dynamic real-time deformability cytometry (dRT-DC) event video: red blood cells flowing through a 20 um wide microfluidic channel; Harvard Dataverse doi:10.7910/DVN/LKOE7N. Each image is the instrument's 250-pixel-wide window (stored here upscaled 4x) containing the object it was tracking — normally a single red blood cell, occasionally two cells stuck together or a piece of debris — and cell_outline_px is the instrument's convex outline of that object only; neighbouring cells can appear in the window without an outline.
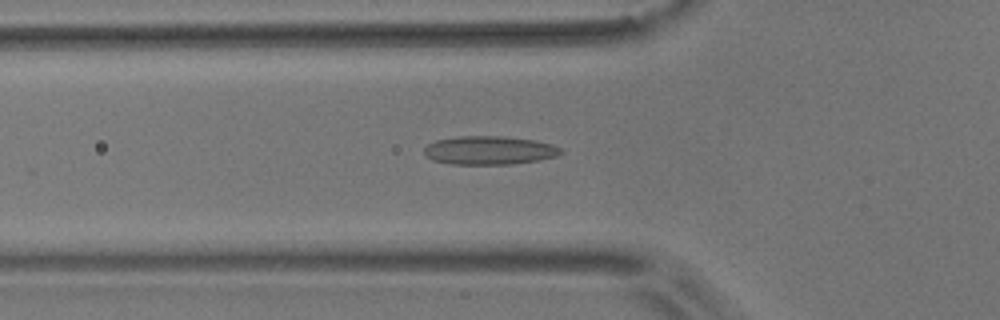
{"species": "common noctule bat (a hibernating species)", "species_latin": "Nyctalus noctula", "temperature_condition": "room temperature", "stored_images_in_passage": 34, "camera_frame_rate_fps": 3000, "um_per_image_px": 0.085, "animal": {"sex": "male", "body_mass_g": 17.9}, "frame": {"image": 1, "passage_image": 7, "time_ms": 2.0, "image_size_px": [1000, 320], "cell_outline_px": [[564, 152], [556, 156], [540, 160], [512, 164], [448, 164], [432, 160], [424, 156], [424, 148], [428, 144], [436, 140], [460, 136], [504, 136], [536, 140], [552, 144], [560, 148]], "centroid_in_image_um": [41.58, 12.78], "position_along_channel_um": 84.2, "area_um2": 22.95}}
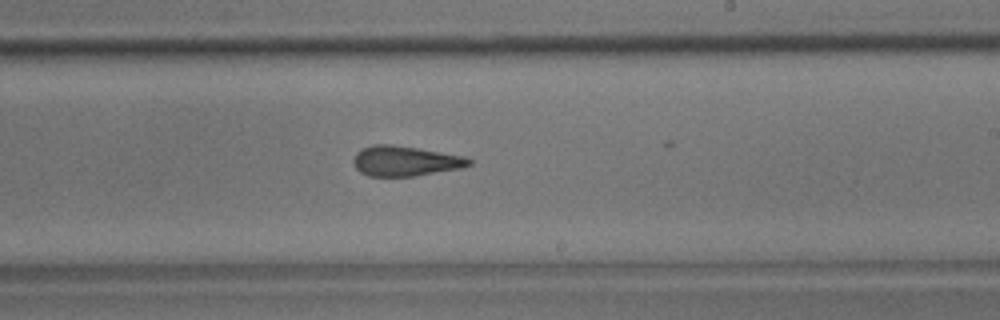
{"frame": {"image": 2, "passage_image": 21, "time_ms": 6.667, "image_size_px": [1000, 320], "cell_outline_px": [[472, 164], [464, 168], [412, 176], [368, 176], [360, 172], [356, 168], [352, 160], [356, 152], [360, 148], [372, 144], [392, 144], [464, 156], [472, 160]], "centroid_in_image_um": [34.42, 13.68], "position_along_channel_um": 254.6, "area_um2": 20.4}}
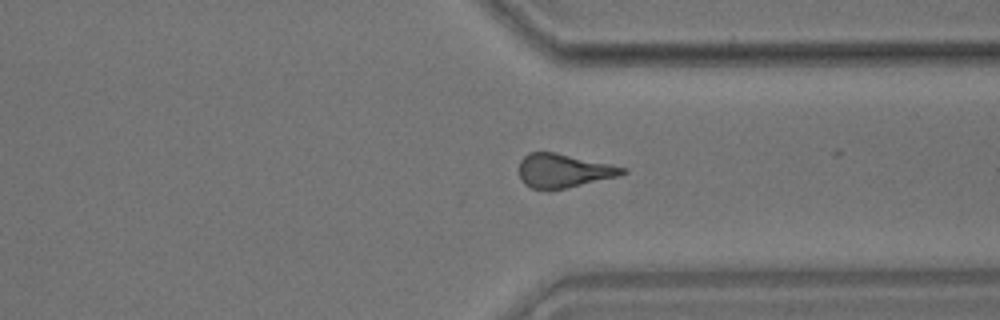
{"frame": {"image": 3, "passage_image": 30, "time_ms": 9.667, "image_size_px": [1000, 320], "cell_outline_px": [[628, 172], [620, 176], [552, 192], [548, 192], [532, 188], [524, 184], [520, 176], [520, 160], [528, 152], [556, 152], [628, 168]], "centroid_in_image_um": [47.92, 14.54], "position_along_channel_um": 363.5, "area_um2": 20.92}, "authors_computed_cell_mechanics": {"area_um2": 20.5479, "velocity_mm_per_s": 3.6358, "shape_relaxation_time_tau1_ms": null, "shape_relaxation_time_tau2_ms": 3.0042, "deformation_change_tau1": null, "deformation_change_tau2": 0.1407}}